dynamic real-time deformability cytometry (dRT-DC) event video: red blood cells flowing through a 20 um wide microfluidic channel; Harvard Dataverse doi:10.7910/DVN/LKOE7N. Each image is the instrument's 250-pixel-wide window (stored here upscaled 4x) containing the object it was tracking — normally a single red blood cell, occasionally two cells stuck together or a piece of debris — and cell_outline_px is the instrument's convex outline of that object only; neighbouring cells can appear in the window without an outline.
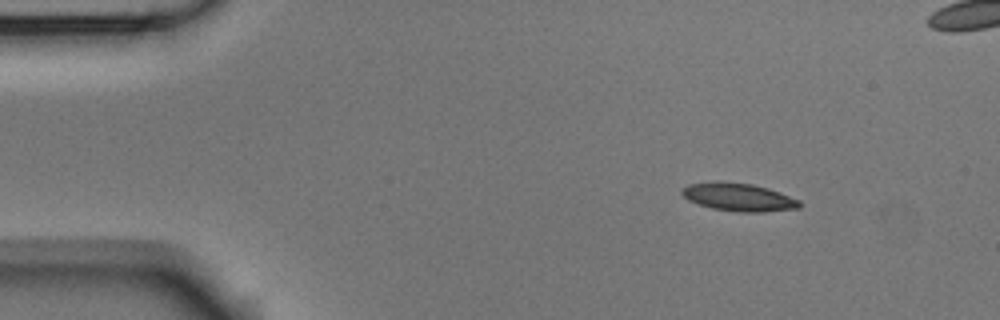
{"species": "Egyptian fruit bat (a non-hibernating species)", "species_latin": "Rousettus aegyptiacus", "temperature_condition": "room temperature", "stored_images_in_passage": 5, "segment_of_instrument_passage": [2, 2], "camera_frame_rate_fps": 3000, "um_per_image_px": 0.085, "animal": {"sex": "male"}, "frame": {"image": 1, "passage_image": 5, "time_ms": 1.333, "image_size_px": [1000, 320], "cell_outline_px": [[800, 208], [760, 212], [740, 212], [712, 208], [688, 200], [680, 192], [680, 188], [688, 184], [716, 180], [752, 184], [768, 188], [780, 192], [800, 200]], "centroid_in_image_um": [62.75, 16.73], "position_along_channel_um": 22.2, "area_um2": 19.31}}